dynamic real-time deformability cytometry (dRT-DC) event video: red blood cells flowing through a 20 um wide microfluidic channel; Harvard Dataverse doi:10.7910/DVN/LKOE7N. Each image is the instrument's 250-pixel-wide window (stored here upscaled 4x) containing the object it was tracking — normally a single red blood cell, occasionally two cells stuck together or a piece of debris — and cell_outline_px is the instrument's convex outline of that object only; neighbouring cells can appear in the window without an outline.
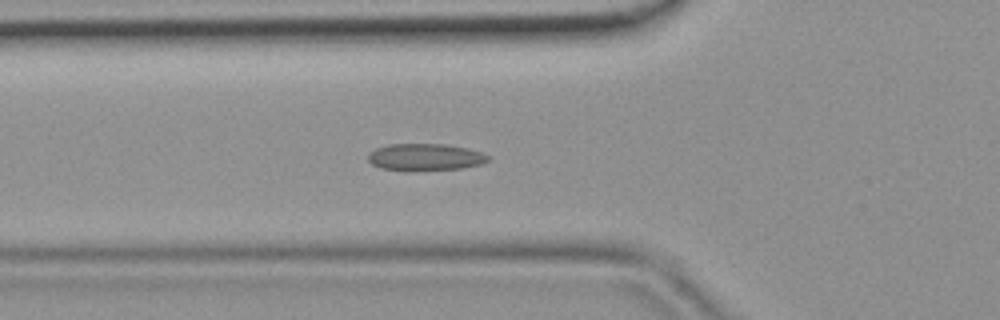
{"species": "common noctule bat (a hibernating species)", "species_latin": "Nyctalus noctula", "temperature_condition": "room temperature", "stored_images_in_passage": 44, "camera_frame_rate_fps": 3000, "um_per_image_px": 0.085, "animal": {"sex": "female", "body_mass_g": 19.9}, "frame": {"image": 1, "passage_image": 15, "time_ms": 4.667, "image_size_px": [1000, 320], "cell_outline_px": [[492, 156], [488, 160], [480, 164], [460, 168], [412, 172], [404, 172], [380, 168], [372, 164], [368, 160], [368, 152], [376, 148], [388, 144], [448, 144], [468, 148]], "centroid_in_image_um": [36.1, 13.37], "position_along_channel_um": 89.7, "area_um2": 19.36}}
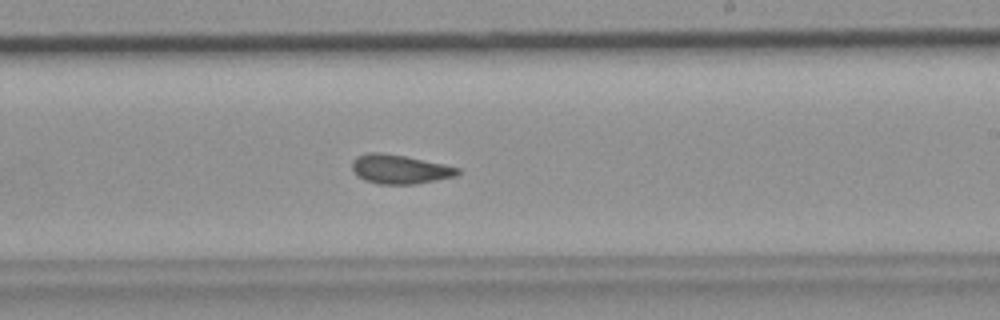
{"frame": {"image": 2, "passage_image": 26, "time_ms": 8.333, "image_size_px": [1000, 320], "cell_outline_px": [[460, 172], [456, 176], [416, 184], [380, 184], [364, 180], [352, 168], [352, 160], [356, 156], [368, 152], [380, 152], [404, 156], [444, 164], [460, 168]], "centroid_in_image_um": [33.98, 14.38], "position_along_channel_um": 255.0, "area_um2": 17.8}}
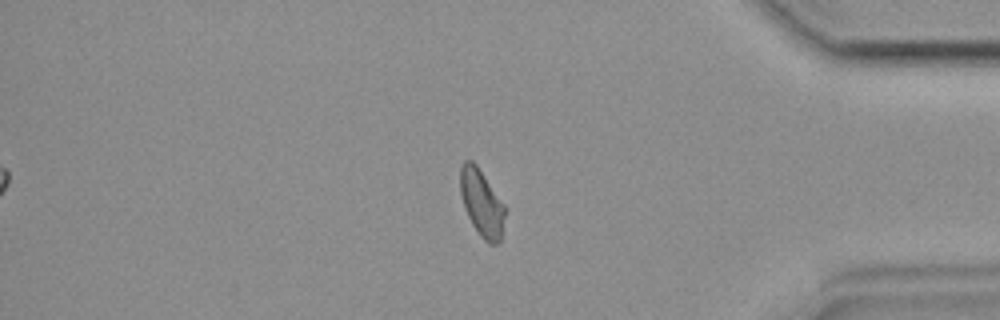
{"frame": {"image": 3, "passage_image": 37, "time_ms": 12.0, "image_size_px": [1000, 320], "cell_outline_px": [[504, 216], [500, 240], [496, 244], [488, 244], [480, 236], [472, 224], [464, 208], [460, 192], [460, 168], [464, 160], [472, 160], [476, 164], [504, 204]], "centroid_in_image_um": [40.91, 17.24], "position_along_channel_um": 394.3, "area_um2": 17.22}}